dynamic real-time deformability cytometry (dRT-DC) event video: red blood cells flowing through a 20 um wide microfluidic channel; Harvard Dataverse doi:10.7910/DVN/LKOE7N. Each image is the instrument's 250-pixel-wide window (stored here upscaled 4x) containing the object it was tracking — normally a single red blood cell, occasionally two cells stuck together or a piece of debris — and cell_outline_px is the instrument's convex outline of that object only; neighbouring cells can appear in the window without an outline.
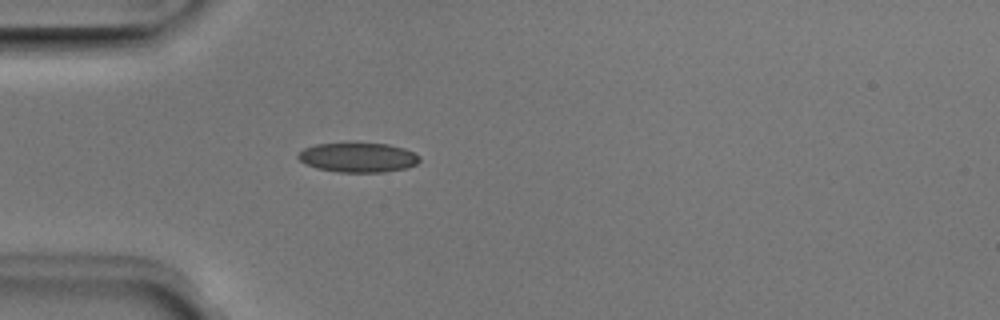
{"species": "Egyptian fruit bat (a non-hibernating species)", "species_latin": "Rousettus aegyptiacus", "temperature_condition": "room temperature", "stored_images_in_passage": 37, "camera_frame_rate_fps": 3000, "um_per_image_px": 0.085, "animal": {"sex": "male"}, "frame": {"image": 1, "passage_image": 1, "time_ms": 0.0, "image_size_px": [1000, 320], "cell_outline_px": [[420, 160], [416, 164], [404, 168], [384, 172], [340, 172], [316, 168], [300, 160], [296, 156], [304, 148], [316, 144], [388, 144], [404, 148], [420, 156]], "centroid_in_image_um": [30.44, 13.39], "position_along_channel_um": 54.6, "area_um2": 20.52}}
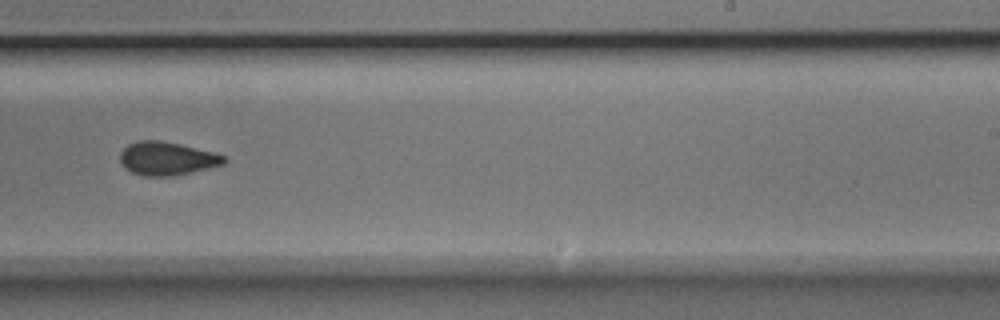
{"frame": {"image": 2, "passage_image": 18, "time_ms": 5.667, "image_size_px": [1000, 320], "cell_outline_px": [[228, 160], [224, 164], [192, 172], [172, 176], [144, 176], [132, 172], [124, 168], [120, 160], [120, 152], [128, 144], [140, 140], [160, 140], [180, 144], [212, 152], [224, 156]], "centroid_in_image_um": [14.17, 13.47], "position_along_channel_um": 274.8, "area_um2": 20.17}}
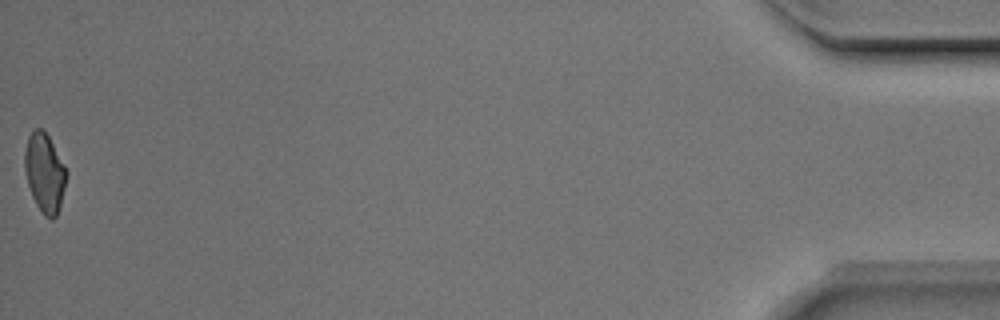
{"frame": {"image": 3, "passage_image": 37, "time_ms": 12.0, "image_size_px": [1000, 320], "cell_outline_px": [[68, 176], [60, 208], [56, 216], [52, 220], [44, 216], [36, 204], [32, 196], [28, 184], [24, 168], [24, 152], [28, 136], [32, 128], [40, 128], [48, 136], [64, 164], [68, 172]], "centroid_in_image_um": [3.8, 14.7], "position_along_channel_um": 431.4, "area_um2": 19.42}, "authors_computed_cell_mechanics": {"area_um2": 19.9988, "velocity_mm_per_s": 4.0108, "shape_relaxation_time_tau1_ms": 4.8494, "shape_relaxation_time_tau2_ms": 1.8804, "deformation_change_tau1": 0.1252, "deformation_change_tau2": 0.0822}}